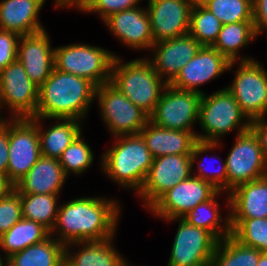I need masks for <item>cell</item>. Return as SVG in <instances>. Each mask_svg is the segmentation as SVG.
Listing matches in <instances>:
<instances>
[{
    "instance_id": "obj_23",
    "label": "cell",
    "mask_w": 267,
    "mask_h": 266,
    "mask_svg": "<svg viewBox=\"0 0 267 266\" xmlns=\"http://www.w3.org/2000/svg\"><path fill=\"white\" fill-rule=\"evenodd\" d=\"M226 202L230 218H267V175L238 185Z\"/></svg>"
},
{
    "instance_id": "obj_26",
    "label": "cell",
    "mask_w": 267,
    "mask_h": 266,
    "mask_svg": "<svg viewBox=\"0 0 267 266\" xmlns=\"http://www.w3.org/2000/svg\"><path fill=\"white\" fill-rule=\"evenodd\" d=\"M32 119L37 124L41 155L44 157L59 159L64 150L83 131V122L75 119H51L59 122H53L46 129L41 125L45 118L32 117Z\"/></svg>"
},
{
    "instance_id": "obj_38",
    "label": "cell",
    "mask_w": 267,
    "mask_h": 266,
    "mask_svg": "<svg viewBox=\"0 0 267 266\" xmlns=\"http://www.w3.org/2000/svg\"><path fill=\"white\" fill-rule=\"evenodd\" d=\"M141 0H80L73 9L82 13H96L104 21L110 15L138 7Z\"/></svg>"
},
{
    "instance_id": "obj_2",
    "label": "cell",
    "mask_w": 267,
    "mask_h": 266,
    "mask_svg": "<svg viewBox=\"0 0 267 266\" xmlns=\"http://www.w3.org/2000/svg\"><path fill=\"white\" fill-rule=\"evenodd\" d=\"M96 86L85 78L53 68L39 87L36 117L83 121L95 101Z\"/></svg>"
},
{
    "instance_id": "obj_7",
    "label": "cell",
    "mask_w": 267,
    "mask_h": 266,
    "mask_svg": "<svg viewBox=\"0 0 267 266\" xmlns=\"http://www.w3.org/2000/svg\"><path fill=\"white\" fill-rule=\"evenodd\" d=\"M235 64L238 66L234 71ZM228 70L236 75L226 88L248 119L253 123L267 115V71L264 66L257 59L233 61Z\"/></svg>"
},
{
    "instance_id": "obj_43",
    "label": "cell",
    "mask_w": 267,
    "mask_h": 266,
    "mask_svg": "<svg viewBox=\"0 0 267 266\" xmlns=\"http://www.w3.org/2000/svg\"><path fill=\"white\" fill-rule=\"evenodd\" d=\"M267 116L257 119L253 122L252 128L257 132L262 143L264 156L267 163Z\"/></svg>"
},
{
    "instance_id": "obj_33",
    "label": "cell",
    "mask_w": 267,
    "mask_h": 266,
    "mask_svg": "<svg viewBox=\"0 0 267 266\" xmlns=\"http://www.w3.org/2000/svg\"><path fill=\"white\" fill-rule=\"evenodd\" d=\"M263 252L239 243L232 236L219 241L210 266H257Z\"/></svg>"
},
{
    "instance_id": "obj_30",
    "label": "cell",
    "mask_w": 267,
    "mask_h": 266,
    "mask_svg": "<svg viewBox=\"0 0 267 266\" xmlns=\"http://www.w3.org/2000/svg\"><path fill=\"white\" fill-rule=\"evenodd\" d=\"M51 236L50 231L43 225L22 218L7 232L0 236V249L4 251L5 261L12 254L20 252L30 245L45 241Z\"/></svg>"
},
{
    "instance_id": "obj_17",
    "label": "cell",
    "mask_w": 267,
    "mask_h": 266,
    "mask_svg": "<svg viewBox=\"0 0 267 266\" xmlns=\"http://www.w3.org/2000/svg\"><path fill=\"white\" fill-rule=\"evenodd\" d=\"M230 63L213 47L202 46L197 54L181 68L170 85L180 90L203 94L204 92L198 87L223 75L228 71Z\"/></svg>"
},
{
    "instance_id": "obj_44",
    "label": "cell",
    "mask_w": 267,
    "mask_h": 266,
    "mask_svg": "<svg viewBox=\"0 0 267 266\" xmlns=\"http://www.w3.org/2000/svg\"><path fill=\"white\" fill-rule=\"evenodd\" d=\"M13 189L14 185L8 180L7 176L0 174V199H3Z\"/></svg>"
},
{
    "instance_id": "obj_35",
    "label": "cell",
    "mask_w": 267,
    "mask_h": 266,
    "mask_svg": "<svg viewBox=\"0 0 267 266\" xmlns=\"http://www.w3.org/2000/svg\"><path fill=\"white\" fill-rule=\"evenodd\" d=\"M221 28V21L202 4L195 1L190 12L189 34L201 46L211 47L215 43Z\"/></svg>"
},
{
    "instance_id": "obj_24",
    "label": "cell",
    "mask_w": 267,
    "mask_h": 266,
    "mask_svg": "<svg viewBox=\"0 0 267 266\" xmlns=\"http://www.w3.org/2000/svg\"><path fill=\"white\" fill-rule=\"evenodd\" d=\"M197 131L161 128L148 121L140 131L154 158L164 155H191Z\"/></svg>"
},
{
    "instance_id": "obj_47",
    "label": "cell",
    "mask_w": 267,
    "mask_h": 266,
    "mask_svg": "<svg viewBox=\"0 0 267 266\" xmlns=\"http://www.w3.org/2000/svg\"><path fill=\"white\" fill-rule=\"evenodd\" d=\"M1 112L2 110L0 109V127H2L4 122L6 121V118L2 116L3 114Z\"/></svg>"
},
{
    "instance_id": "obj_40",
    "label": "cell",
    "mask_w": 267,
    "mask_h": 266,
    "mask_svg": "<svg viewBox=\"0 0 267 266\" xmlns=\"http://www.w3.org/2000/svg\"><path fill=\"white\" fill-rule=\"evenodd\" d=\"M20 36L0 29V72L17 60V46Z\"/></svg>"
},
{
    "instance_id": "obj_11",
    "label": "cell",
    "mask_w": 267,
    "mask_h": 266,
    "mask_svg": "<svg viewBox=\"0 0 267 266\" xmlns=\"http://www.w3.org/2000/svg\"><path fill=\"white\" fill-rule=\"evenodd\" d=\"M202 94L180 90L170 84L165 87L149 121L161 128L195 131Z\"/></svg>"
},
{
    "instance_id": "obj_18",
    "label": "cell",
    "mask_w": 267,
    "mask_h": 266,
    "mask_svg": "<svg viewBox=\"0 0 267 266\" xmlns=\"http://www.w3.org/2000/svg\"><path fill=\"white\" fill-rule=\"evenodd\" d=\"M202 46L190 34L153 44L150 57L155 72L170 84L181 68L191 60ZM153 52V53H152Z\"/></svg>"
},
{
    "instance_id": "obj_37",
    "label": "cell",
    "mask_w": 267,
    "mask_h": 266,
    "mask_svg": "<svg viewBox=\"0 0 267 266\" xmlns=\"http://www.w3.org/2000/svg\"><path fill=\"white\" fill-rule=\"evenodd\" d=\"M84 140L82 132L64 150L58 159L67 177H69L70 174L80 176L85 173L94 162V152Z\"/></svg>"
},
{
    "instance_id": "obj_4",
    "label": "cell",
    "mask_w": 267,
    "mask_h": 266,
    "mask_svg": "<svg viewBox=\"0 0 267 266\" xmlns=\"http://www.w3.org/2000/svg\"><path fill=\"white\" fill-rule=\"evenodd\" d=\"M110 83L150 116L168 85L154 70L148 57L123 62L115 56Z\"/></svg>"
},
{
    "instance_id": "obj_14",
    "label": "cell",
    "mask_w": 267,
    "mask_h": 266,
    "mask_svg": "<svg viewBox=\"0 0 267 266\" xmlns=\"http://www.w3.org/2000/svg\"><path fill=\"white\" fill-rule=\"evenodd\" d=\"M191 175V155L170 154L154 158L137 196L148 211L164 193Z\"/></svg>"
},
{
    "instance_id": "obj_49",
    "label": "cell",
    "mask_w": 267,
    "mask_h": 266,
    "mask_svg": "<svg viewBox=\"0 0 267 266\" xmlns=\"http://www.w3.org/2000/svg\"><path fill=\"white\" fill-rule=\"evenodd\" d=\"M1 256H2V254H0V266H4V260Z\"/></svg>"
},
{
    "instance_id": "obj_25",
    "label": "cell",
    "mask_w": 267,
    "mask_h": 266,
    "mask_svg": "<svg viewBox=\"0 0 267 266\" xmlns=\"http://www.w3.org/2000/svg\"><path fill=\"white\" fill-rule=\"evenodd\" d=\"M113 239L115 237L104 241L67 244L65 245V261L71 266H120L125 261V257L114 248Z\"/></svg>"
},
{
    "instance_id": "obj_13",
    "label": "cell",
    "mask_w": 267,
    "mask_h": 266,
    "mask_svg": "<svg viewBox=\"0 0 267 266\" xmlns=\"http://www.w3.org/2000/svg\"><path fill=\"white\" fill-rule=\"evenodd\" d=\"M38 90L16 60L0 72V109L4 107L10 111L8 118L36 117Z\"/></svg>"
},
{
    "instance_id": "obj_16",
    "label": "cell",
    "mask_w": 267,
    "mask_h": 266,
    "mask_svg": "<svg viewBox=\"0 0 267 266\" xmlns=\"http://www.w3.org/2000/svg\"><path fill=\"white\" fill-rule=\"evenodd\" d=\"M196 0H148L146 10L154 43L189 34L190 12Z\"/></svg>"
},
{
    "instance_id": "obj_42",
    "label": "cell",
    "mask_w": 267,
    "mask_h": 266,
    "mask_svg": "<svg viewBox=\"0 0 267 266\" xmlns=\"http://www.w3.org/2000/svg\"><path fill=\"white\" fill-rule=\"evenodd\" d=\"M9 161V118L0 127V174L7 176Z\"/></svg>"
},
{
    "instance_id": "obj_5",
    "label": "cell",
    "mask_w": 267,
    "mask_h": 266,
    "mask_svg": "<svg viewBox=\"0 0 267 266\" xmlns=\"http://www.w3.org/2000/svg\"><path fill=\"white\" fill-rule=\"evenodd\" d=\"M198 123L203 134L196 133L197 140L211 142H220L233 130L237 135L246 132L253 124L226 87L210 95L202 94Z\"/></svg>"
},
{
    "instance_id": "obj_50",
    "label": "cell",
    "mask_w": 267,
    "mask_h": 266,
    "mask_svg": "<svg viewBox=\"0 0 267 266\" xmlns=\"http://www.w3.org/2000/svg\"><path fill=\"white\" fill-rule=\"evenodd\" d=\"M60 266H71V265H69L65 260L61 263V265Z\"/></svg>"
},
{
    "instance_id": "obj_1",
    "label": "cell",
    "mask_w": 267,
    "mask_h": 266,
    "mask_svg": "<svg viewBox=\"0 0 267 266\" xmlns=\"http://www.w3.org/2000/svg\"><path fill=\"white\" fill-rule=\"evenodd\" d=\"M106 197H77L59 205L50 234L64 245L104 241L117 235L121 204Z\"/></svg>"
},
{
    "instance_id": "obj_3",
    "label": "cell",
    "mask_w": 267,
    "mask_h": 266,
    "mask_svg": "<svg viewBox=\"0 0 267 266\" xmlns=\"http://www.w3.org/2000/svg\"><path fill=\"white\" fill-rule=\"evenodd\" d=\"M114 143L101 156V169L119 187L138 194L154 157L140 134L113 137Z\"/></svg>"
},
{
    "instance_id": "obj_6",
    "label": "cell",
    "mask_w": 267,
    "mask_h": 266,
    "mask_svg": "<svg viewBox=\"0 0 267 266\" xmlns=\"http://www.w3.org/2000/svg\"><path fill=\"white\" fill-rule=\"evenodd\" d=\"M115 52L96 45L72 43L55 47L54 68L91 81L96 87L111 80Z\"/></svg>"
},
{
    "instance_id": "obj_27",
    "label": "cell",
    "mask_w": 267,
    "mask_h": 266,
    "mask_svg": "<svg viewBox=\"0 0 267 266\" xmlns=\"http://www.w3.org/2000/svg\"><path fill=\"white\" fill-rule=\"evenodd\" d=\"M257 36L253 21H242L222 25L215 43L211 46L224 55L230 62L250 61L254 58L242 56L240 50L249 46ZM241 55V56H240Z\"/></svg>"
},
{
    "instance_id": "obj_20",
    "label": "cell",
    "mask_w": 267,
    "mask_h": 266,
    "mask_svg": "<svg viewBox=\"0 0 267 266\" xmlns=\"http://www.w3.org/2000/svg\"><path fill=\"white\" fill-rule=\"evenodd\" d=\"M51 38L45 30L20 36L17 60L23 65L28 77L40 87L54 68V50Z\"/></svg>"
},
{
    "instance_id": "obj_36",
    "label": "cell",
    "mask_w": 267,
    "mask_h": 266,
    "mask_svg": "<svg viewBox=\"0 0 267 266\" xmlns=\"http://www.w3.org/2000/svg\"><path fill=\"white\" fill-rule=\"evenodd\" d=\"M213 13L222 25L253 21V0H196Z\"/></svg>"
},
{
    "instance_id": "obj_9",
    "label": "cell",
    "mask_w": 267,
    "mask_h": 266,
    "mask_svg": "<svg viewBox=\"0 0 267 266\" xmlns=\"http://www.w3.org/2000/svg\"><path fill=\"white\" fill-rule=\"evenodd\" d=\"M226 158L227 193L238 185L267 175V163L257 132L250 130L236 135Z\"/></svg>"
},
{
    "instance_id": "obj_29",
    "label": "cell",
    "mask_w": 267,
    "mask_h": 266,
    "mask_svg": "<svg viewBox=\"0 0 267 266\" xmlns=\"http://www.w3.org/2000/svg\"><path fill=\"white\" fill-rule=\"evenodd\" d=\"M64 260L65 245L50 236L12 254L4 261V266H60Z\"/></svg>"
},
{
    "instance_id": "obj_15",
    "label": "cell",
    "mask_w": 267,
    "mask_h": 266,
    "mask_svg": "<svg viewBox=\"0 0 267 266\" xmlns=\"http://www.w3.org/2000/svg\"><path fill=\"white\" fill-rule=\"evenodd\" d=\"M218 190L193 175L164 193L148 210L160 219L182 218Z\"/></svg>"
},
{
    "instance_id": "obj_46",
    "label": "cell",
    "mask_w": 267,
    "mask_h": 266,
    "mask_svg": "<svg viewBox=\"0 0 267 266\" xmlns=\"http://www.w3.org/2000/svg\"><path fill=\"white\" fill-rule=\"evenodd\" d=\"M257 266H267V252H263L260 255Z\"/></svg>"
},
{
    "instance_id": "obj_21",
    "label": "cell",
    "mask_w": 267,
    "mask_h": 266,
    "mask_svg": "<svg viewBox=\"0 0 267 266\" xmlns=\"http://www.w3.org/2000/svg\"><path fill=\"white\" fill-rule=\"evenodd\" d=\"M46 0H0V29L30 35L45 30L39 14Z\"/></svg>"
},
{
    "instance_id": "obj_39",
    "label": "cell",
    "mask_w": 267,
    "mask_h": 266,
    "mask_svg": "<svg viewBox=\"0 0 267 266\" xmlns=\"http://www.w3.org/2000/svg\"><path fill=\"white\" fill-rule=\"evenodd\" d=\"M20 194L13 189L0 199V236L22 219Z\"/></svg>"
},
{
    "instance_id": "obj_28",
    "label": "cell",
    "mask_w": 267,
    "mask_h": 266,
    "mask_svg": "<svg viewBox=\"0 0 267 266\" xmlns=\"http://www.w3.org/2000/svg\"><path fill=\"white\" fill-rule=\"evenodd\" d=\"M221 194H229L217 191L209 200L195 206L182 217L189 224L210 231L219 241L231 236L230 211L224 219L217 198Z\"/></svg>"
},
{
    "instance_id": "obj_19",
    "label": "cell",
    "mask_w": 267,
    "mask_h": 266,
    "mask_svg": "<svg viewBox=\"0 0 267 266\" xmlns=\"http://www.w3.org/2000/svg\"><path fill=\"white\" fill-rule=\"evenodd\" d=\"M103 22L119 43L135 51H151L154 40L146 8L138 6L123 10L110 15Z\"/></svg>"
},
{
    "instance_id": "obj_12",
    "label": "cell",
    "mask_w": 267,
    "mask_h": 266,
    "mask_svg": "<svg viewBox=\"0 0 267 266\" xmlns=\"http://www.w3.org/2000/svg\"><path fill=\"white\" fill-rule=\"evenodd\" d=\"M41 156L36 122L32 118H9L8 180L15 185Z\"/></svg>"
},
{
    "instance_id": "obj_41",
    "label": "cell",
    "mask_w": 267,
    "mask_h": 266,
    "mask_svg": "<svg viewBox=\"0 0 267 266\" xmlns=\"http://www.w3.org/2000/svg\"><path fill=\"white\" fill-rule=\"evenodd\" d=\"M253 24L257 38L267 32V0H253Z\"/></svg>"
},
{
    "instance_id": "obj_48",
    "label": "cell",
    "mask_w": 267,
    "mask_h": 266,
    "mask_svg": "<svg viewBox=\"0 0 267 266\" xmlns=\"http://www.w3.org/2000/svg\"><path fill=\"white\" fill-rule=\"evenodd\" d=\"M127 260L128 259H125V261L120 266H133L132 264L130 265V263H128L129 261Z\"/></svg>"
},
{
    "instance_id": "obj_32",
    "label": "cell",
    "mask_w": 267,
    "mask_h": 266,
    "mask_svg": "<svg viewBox=\"0 0 267 266\" xmlns=\"http://www.w3.org/2000/svg\"><path fill=\"white\" fill-rule=\"evenodd\" d=\"M60 194H20L22 217L53 229L59 208Z\"/></svg>"
},
{
    "instance_id": "obj_22",
    "label": "cell",
    "mask_w": 267,
    "mask_h": 266,
    "mask_svg": "<svg viewBox=\"0 0 267 266\" xmlns=\"http://www.w3.org/2000/svg\"><path fill=\"white\" fill-rule=\"evenodd\" d=\"M66 180L58 159L41 156L14 189L19 194H60Z\"/></svg>"
},
{
    "instance_id": "obj_10",
    "label": "cell",
    "mask_w": 267,
    "mask_h": 266,
    "mask_svg": "<svg viewBox=\"0 0 267 266\" xmlns=\"http://www.w3.org/2000/svg\"><path fill=\"white\" fill-rule=\"evenodd\" d=\"M165 221L179 223L167 266H210L219 240L210 231L191 225L183 218Z\"/></svg>"
},
{
    "instance_id": "obj_34",
    "label": "cell",
    "mask_w": 267,
    "mask_h": 266,
    "mask_svg": "<svg viewBox=\"0 0 267 266\" xmlns=\"http://www.w3.org/2000/svg\"><path fill=\"white\" fill-rule=\"evenodd\" d=\"M230 226L239 243L267 252V218H230Z\"/></svg>"
},
{
    "instance_id": "obj_31",
    "label": "cell",
    "mask_w": 267,
    "mask_h": 266,
    "mask_svg": "<svg viewBox=\"0 0 267 266\" xmlns=\"http://www.w3.org/2000/svg\"><path fill=\"white\" fill-rule=\"evenodd\" d=\"M221 144H222L221 141L211 142V141L197 140L193 145V149L191 153V174L205 182L210 183L218 191L227 193L226 160H224L223 162V160L220 158L219 161L222 162V165L219 166V169L217 168L214 169L215 170L214 171L213 169L210 170V168L205 165L206 163L204 164L205 157H203L204 159L200 157V155H203L207 152H213V150L216 151L217 148L219 149V147H222L220 146ZM214 156H215L214 158L211 157L209 159L215 160V158L217 157V154H215ZM199 157L201 158L200 161H199ZM195 164H197V168H198L196 171L194 170Z\"/></svg>"
},
{
    "instance_id": "obj_45",
    "label": "cell",
    "mask_w": 267,
    "mask_h": 266,
    "mask_svg": "<svg viewBox=\"0 0 267 266\" xmlns=\"http://www.w3.org/2000/svg\"><path fill=\"white\" fill-rule=\"evenodd\" d=\"M80 0H54V5L56 8H73Z\"/></svg>"
},
{
    "instance_id": "obj_8",
    "label": "cell",
    "mask_w": 267,
    "mask_h": 266,
    "mask_svg": "<svg viewBox=\"0 0 267 266\" xmlns=\"http://www.w3.org/2000/svg\"><path fill=\"white\" fill-rule=\"evenodd\" d=\"M95 99L111 137L139 134L149 121V116L110 82L96 88Z\"/></svg>"
}]
</instances>
